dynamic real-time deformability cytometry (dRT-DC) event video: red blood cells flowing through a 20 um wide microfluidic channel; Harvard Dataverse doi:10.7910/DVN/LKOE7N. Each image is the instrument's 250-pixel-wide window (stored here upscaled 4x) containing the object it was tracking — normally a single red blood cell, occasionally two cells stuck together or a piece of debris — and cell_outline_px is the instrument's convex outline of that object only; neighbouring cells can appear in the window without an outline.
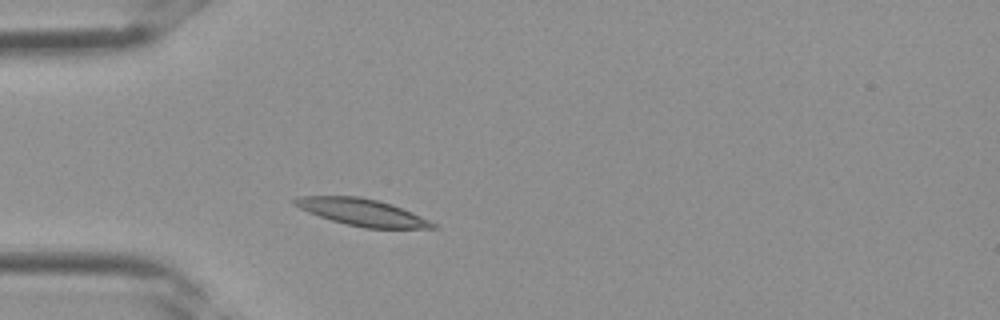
{"species": "Egyptian fruit bat (a non-hibernating species)", "species_latin": "Rousettus aegyptiacus", "temperature_condition": "room temperature", "stored_images_in_passage": 4, "camera_frame_rate_fps": 3000, "um_per_image_px": 0.085, "frame": {"image": 1, "passage_image": 4, "time_ms": 1.0, "image_size_px": [1000, 320], "cell_outline_px": [[440, 228], [364, 228], [344, 224], [308, 212], [292, 204], [292, 200], [296, 196], [360, 196], [392, 204], [420, 216], [436, 224]], "centroid_in_image_um": [30.74, 18.04], "position_along_channel_um": 54.3, "area_um2": 21.56}}